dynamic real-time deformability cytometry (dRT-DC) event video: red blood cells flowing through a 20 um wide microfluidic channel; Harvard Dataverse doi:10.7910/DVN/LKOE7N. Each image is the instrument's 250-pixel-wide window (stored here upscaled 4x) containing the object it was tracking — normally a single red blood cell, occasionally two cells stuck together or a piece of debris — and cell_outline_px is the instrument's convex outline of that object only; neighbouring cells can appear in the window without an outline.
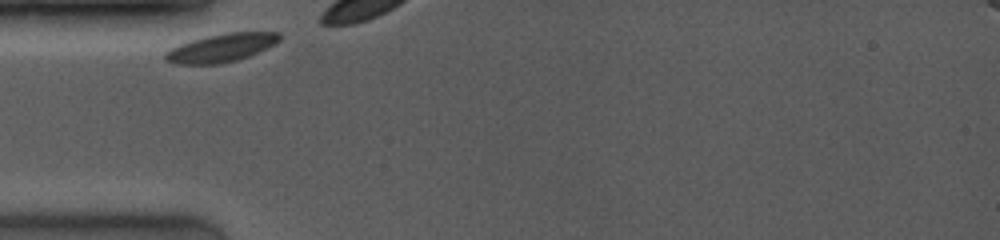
{"species": "common noctule bat (a hibernating species)", "species_latin": "Nyctalus noctula", "temperature_condition": "room temperature", "stored_images_in_passage": 5, "camera_frame_rate_fps": 4000, "um_per_image_px": 0.085, "animal": {"sex": "female", "body_mass_g": 19.0, "forearm_length_mm": 53.3}, "frame": {"image": 1, "passage_image": 1, "time_ms": 0.0, "image_size_px": [1000, 240], "cell_outline_px": [[280, 40], [248, 56], [236, 60], [220, 64], [176, 64], [164, 60], [164, 52], [180, 44], [204, 36], [224, 32], [280, 32]], "centroid_in_image_um": [18.75, 4.06], "position_along_channel_um": 66.3, "area_um2": 18.67}}